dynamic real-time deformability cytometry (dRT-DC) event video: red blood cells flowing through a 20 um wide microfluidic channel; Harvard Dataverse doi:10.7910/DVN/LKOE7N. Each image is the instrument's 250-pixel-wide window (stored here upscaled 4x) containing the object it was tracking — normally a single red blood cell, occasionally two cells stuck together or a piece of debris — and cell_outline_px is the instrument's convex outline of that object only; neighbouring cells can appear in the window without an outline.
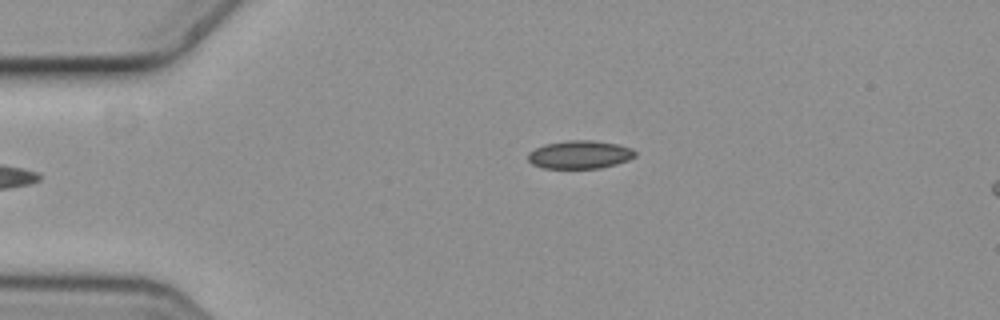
{"species": "common noctule bat (a hibernating species)", "species_latin": "Nyctalus noctula", "temperature_condition": "cold", "stored_images_in_passage": 2, "camera_frame_rate_fps": 3000, "um_per_image_px": 0.085, "animal": {"sex": "female", "body_mass_g": 19.3, "forearm_length_mm": 54.1}, "frame": {"image": 1, "passage_image": 1, "time_ms": 0.0, "image_size_px": [1000, 320], "cell_outline_px": [[636, 156], [628, 160], [616, 164], [600, 168], [544, 168], [532, 164], [528, 160], [528, 152], [544, 144], [568, 140], [592, 140], [616, 144], [632, 148], [636, 152]], "centroid_in_image_um": [49.28, 13.14], "position_along_channel_um": 35.7, "area_um2": 17.57}}